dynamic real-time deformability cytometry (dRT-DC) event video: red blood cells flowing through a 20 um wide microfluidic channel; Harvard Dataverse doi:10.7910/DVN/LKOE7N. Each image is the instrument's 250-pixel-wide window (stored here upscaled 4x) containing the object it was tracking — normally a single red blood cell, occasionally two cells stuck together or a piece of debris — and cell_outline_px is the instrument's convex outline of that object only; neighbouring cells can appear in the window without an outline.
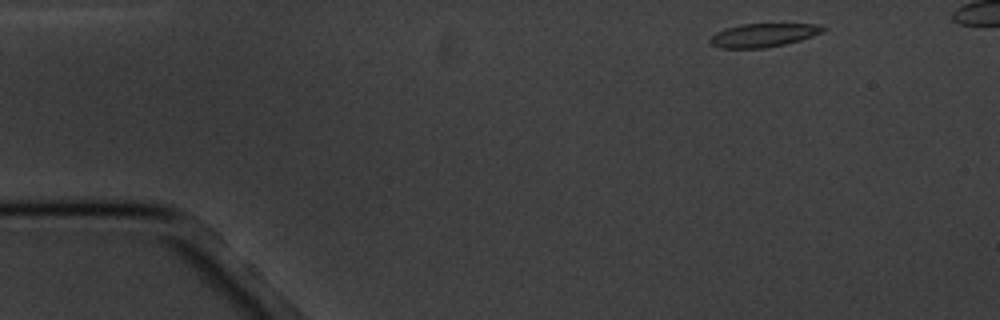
{"species": "common noctule bat (a hibernating species)", "species_latin": "Nyctalus noctula", "temperature_condition": "cold", "stored_images_in_passage": 5, "camera_frame_rate_fps": 3000, "um_per_image_px": 0.085, "animal": {"sex": "male", "body_mass_g": 20.1, "forearm_length_mm": 53.5}, "frame": {"image": 1, "passage_image": 1, "time_ms": 0.0, "image_size_px": [1000, 320], "cell_outline_px": [[828, 28], [824, 32], [800, 40], [784, 44], [764, 48], [720, 48], [712, 44], [708, 40], [716, 32], [724, 28], [740, 24], [816, 24]], "centroid_in_image_um": [64.88, 2.98], "position_along_channel_um": 20.1, "area_um2": 15.49}}